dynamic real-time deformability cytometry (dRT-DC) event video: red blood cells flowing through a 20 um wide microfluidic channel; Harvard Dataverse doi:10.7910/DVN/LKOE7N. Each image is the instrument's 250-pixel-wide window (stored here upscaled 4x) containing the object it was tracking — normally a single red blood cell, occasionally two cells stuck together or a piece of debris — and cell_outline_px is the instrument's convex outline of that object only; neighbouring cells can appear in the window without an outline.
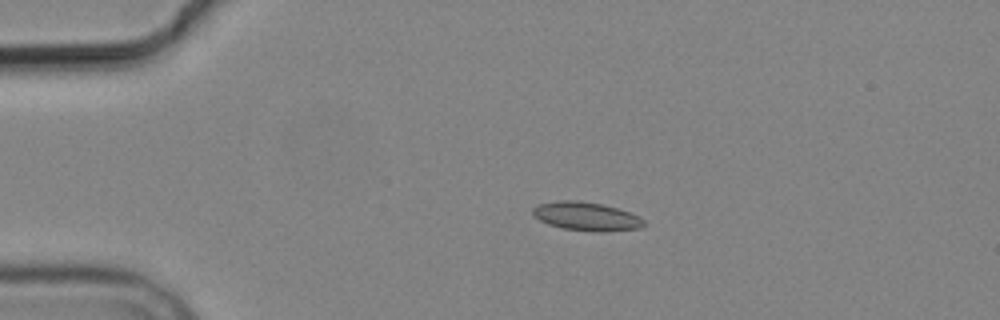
{"species": "common noctule bat (a hibernating species)", "species_latin": "Nyctalus noctula", "temperature_condition": "cold", "stored_images_in_passage": 5, "camera_frame_rate_fps": 3000, "um_per_image_px": 0.085, "animal": {"sex": "male", "body_mass_g": 19.2, "forearm_length_mm": 51.8}, "frame": {"image": 1, "passage_image": 4, "time_ms": 3.333, "image_size_px": [1000, 320], "cell_outline_px": [[644, 224], [640, 228], [600, 232], [564, 228], [548, 224], [540, 220], [532, 212], [532, 208], [540, 204], [556, 200], [576, 200], [600, 204], [632, 212], [640, 216], [644, 220]], "centroid_in_image_um": [49.86, 18.38], "position_along_channel_um": 35.1, "area_um2": 18.32}}